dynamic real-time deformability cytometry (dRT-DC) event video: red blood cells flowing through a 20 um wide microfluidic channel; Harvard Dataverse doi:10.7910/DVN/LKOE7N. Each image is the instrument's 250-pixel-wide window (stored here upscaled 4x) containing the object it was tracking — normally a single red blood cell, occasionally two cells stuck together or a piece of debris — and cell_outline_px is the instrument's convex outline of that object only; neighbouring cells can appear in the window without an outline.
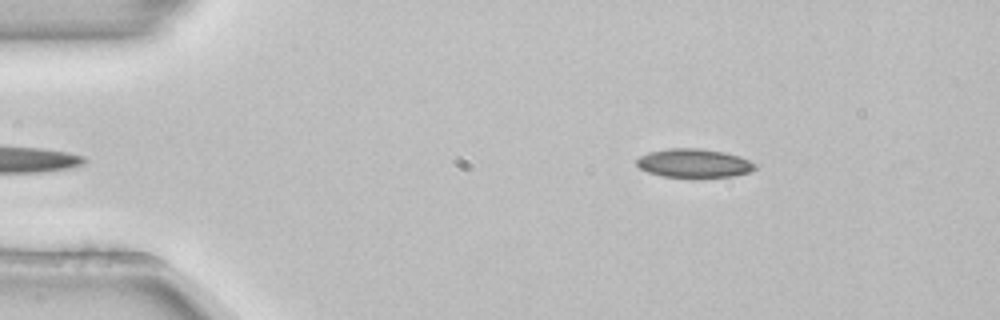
{"species": "common noctule bat (a hibernating species)", "species_latin": "Nyctalus noctula", "temperature_condition": "room temperature", "stored_images_in_passage": 48, "camera_frame_rate_fps": 3000, "um_per_image_px": 0.085, "animal": {"sex": "female", "body_mass_g": 22.7, "forearm_length_mm": 54.2}, "frame": {"image": 1, "passage_image": 3, "time_ms": 0.667, "image_size_px": [1000, 320], "cell_outline_px": [[756, 168], [748, 172], [732, 176], [692, 180], [660, 176], [648, 172], [640, 168], [636, 164], [636, 160], [640, 156], [648, 152], [668, 148], [696, 148], [724, 152], [740, 156], [756, 164]], "centroid_in_image_um": [58.96, 13.91], "position_along_channel_um": 26.0, "area_um2": 20.52}}
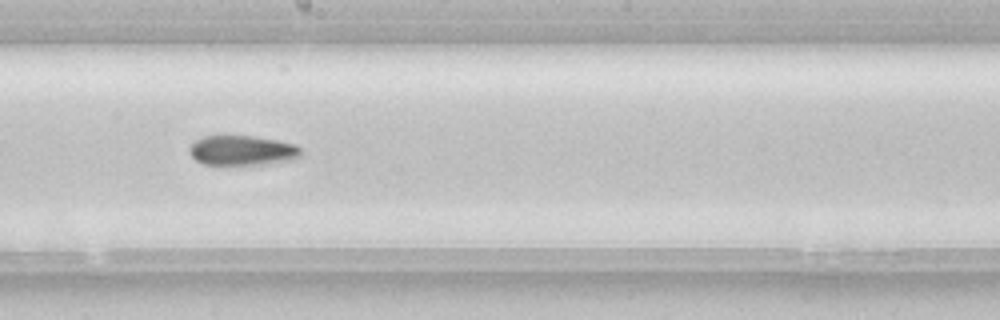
{"frame": {"image": 2, "passage_image": 24, "time_ms": 7.667, "image_size_px": [1000, 320], "cell_outline_px": [[300, 156], [296, 160], [264, 164], [204, 164], [196, 160], [188, 152], [188, 148], [196, 140], [204, 136], [252, 136], [276, 140], [296, 144], [300, 148]], "centroid_in_image_um": [20.61, 12.79], "position_along_channel_um": 227.6, "area_um2": 19.36}}
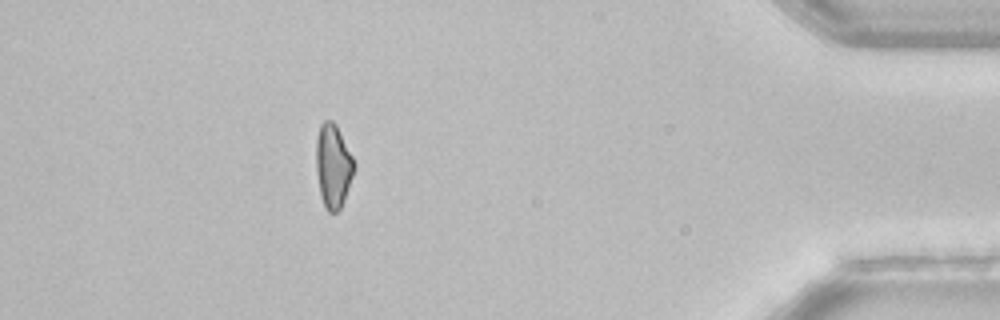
{"frame": {"image": 3, "passage_image": 42, "time_ms": 13.667, "image_size_px": [1000, 320], "cell_outline_px": [[356, 164], [344, 200], [340, 208], [336, 212], [328, 212], [320, 196], [316, 172], [316, 140], [320, 124], [324, 120], [332, 120], [336, 124]], "centroid_in_image_um": [28.3, 14.09], "position_along_channel_um": 406.9, "area_um2": 18.5}}